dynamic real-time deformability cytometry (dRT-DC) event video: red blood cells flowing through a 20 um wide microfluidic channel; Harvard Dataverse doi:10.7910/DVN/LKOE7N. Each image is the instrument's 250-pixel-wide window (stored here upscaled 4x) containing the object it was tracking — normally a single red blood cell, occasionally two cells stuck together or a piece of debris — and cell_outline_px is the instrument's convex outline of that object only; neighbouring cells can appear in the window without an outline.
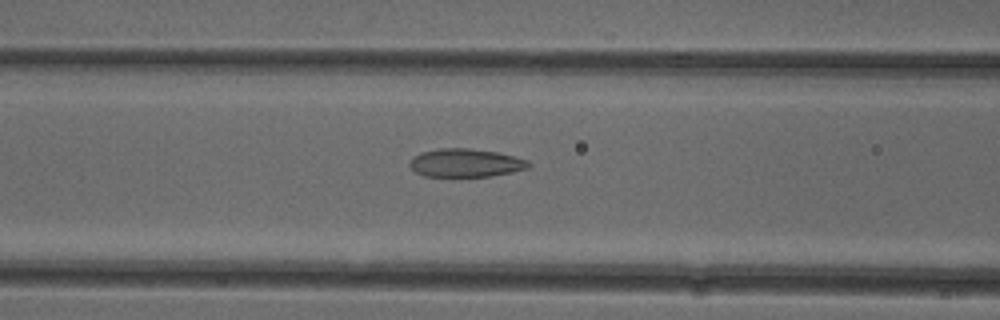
{"species": "common noctule bat (a hibernating species)", "species_latin": "Nyctalus noctula", "temperature_condition": "cold", "stored_images_in_passage": 51, "camera_frame_rate_fps": 3000, "um_per_image_px": 0.085, "animal": {"sex": "female"}, "frame": {"image": 1, "passage_image": 21, "time_ms": 6.667, "image_size_px": [1000, 320], "cell_outline_px": [[532, 164], [528, 168], [512, 172], [492, 176], [424, 176], [416, 172], [408, 164], [408, 160], [412, 156], [420, 152], [440, 148], [468, 148], [496, 152], [528, 160]], "centroid_in_image_um": [39.54, 13.84], "position_along_channel_um": 127.1, "area_um2": 19.65}}
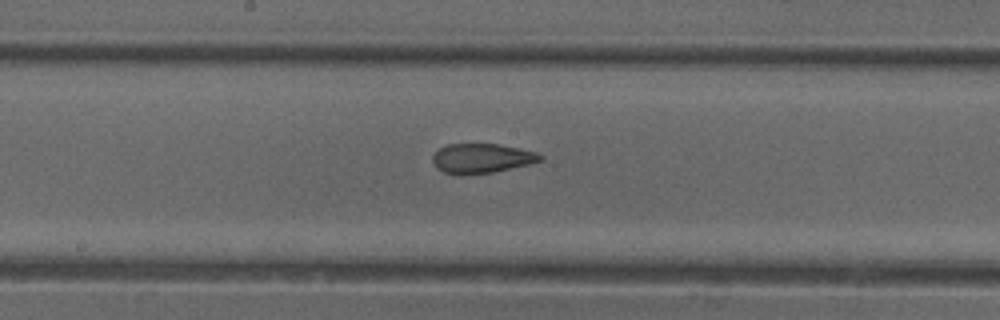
{"frame": {"image": 2, "passage_image": 27, "time_ms": 8.667, "image_size_px": [1000, 320], "cell_outline_px": [[544, 160], [528, 164], [492, 172], [460, 176], [444, 172], [436, 168], [432, 160], [432, 156], [440, 148], [448, 144], [496, 144], [520, 148], [536, 152], [544, 156]], "centroid_in_image_um": [40.93, 13.47], "position_along_channel_um": 207.3, "area_um2": 18.61}}
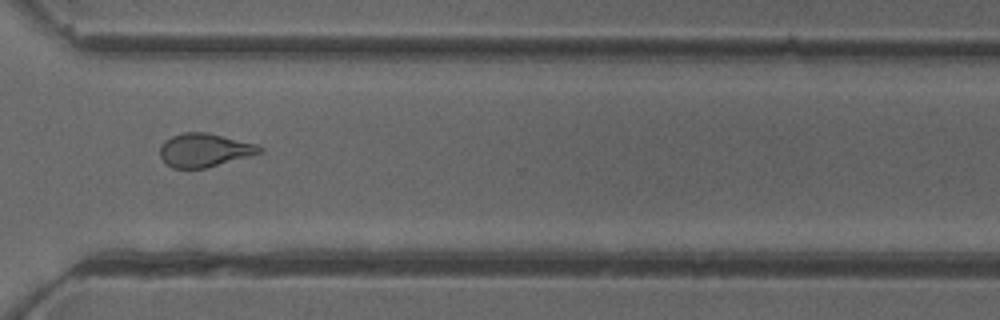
{"frame": {"image": 3, "passage_image": 38, "time_ms": 12.333, "image_size_px": [1000, 320], "cell_outline_px": [[264, 152], [204, 168], [172, 168], [160, 156], [160, 148], [164, 140], [172, 136], [184, 132], [208, 132], [256, 144], [264, 148]], "centroid_in_image_um": [17.39, 12.75], "position_along_channel_um": 353.2, "area_um2": 19.31}, "authors_computed_cell_mechanics": {"area_um2": 20.0566, "velocity_mm_per_s": 3.9993, "shape_relaxation_time_tau1_ms": 9.6526, "shape_relaxation_time_tau2_ms": 1.9603, "deformation_change_tau1": 0.2062, "deformation_change_tau2": 0.1048}}